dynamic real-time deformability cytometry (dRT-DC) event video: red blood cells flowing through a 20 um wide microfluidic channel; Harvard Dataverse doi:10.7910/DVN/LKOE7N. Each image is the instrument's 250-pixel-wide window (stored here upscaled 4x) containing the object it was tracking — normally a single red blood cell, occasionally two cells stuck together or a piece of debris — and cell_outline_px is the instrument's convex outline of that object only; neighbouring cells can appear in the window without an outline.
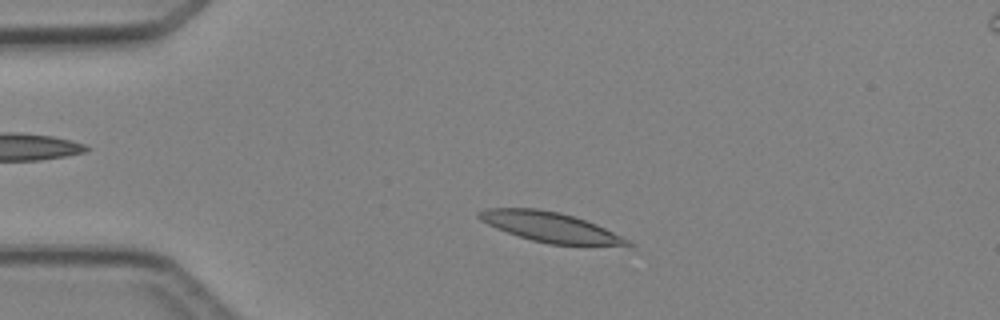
{"species": "Egyptian fruit bat (a non-hibernating species)", "species_latin": "Rousettus aegyptiacus", "temperature_condition": "cold", "stored_images_in_passage": 3, "camera_frame_rate_fps": 3000, "um_per_image_px": 0.085, "animal": {"sex": "female"}, "frame": {"image": 1, "passage_image": 1, "time_ms": 0.0, "image_size_px": [1000, 320], "cell_outline_px": [[636, 244], [548, 244], [532, 240], [496, 228], [480, 220], [476, 216], [476, 212], [488, 208], [536, 208], [560, 212], [596, 224]], "centroid_in_image_um": [46.64, 19.26], "position_along_channel_um": 38.4, "area_um2": 25.09}}